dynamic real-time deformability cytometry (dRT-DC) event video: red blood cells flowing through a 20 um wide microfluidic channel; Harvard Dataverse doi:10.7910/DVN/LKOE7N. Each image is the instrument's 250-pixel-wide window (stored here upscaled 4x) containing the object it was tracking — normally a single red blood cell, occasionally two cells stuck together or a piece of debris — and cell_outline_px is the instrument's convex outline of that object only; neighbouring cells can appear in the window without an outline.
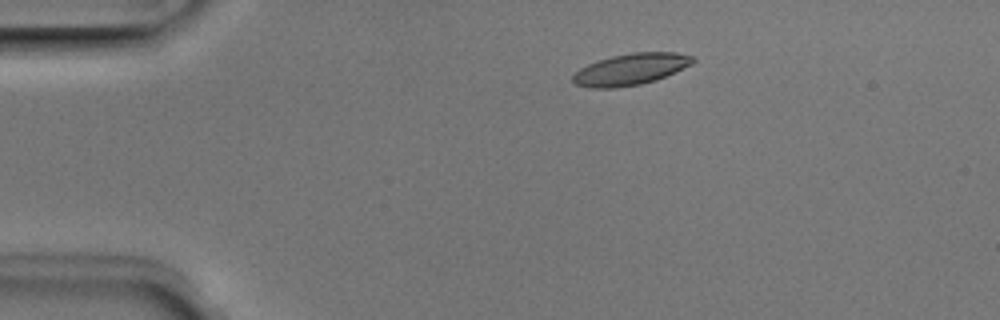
{"species": "Egyptian fruit bat (a non-hibernating species)", "species_latin": "Rousettus aegyptiacus", "temperature_condition": "room temperature", "stored_images_in_passage": 4, "camera_frame_rate_fps": 3000, "um_per_image_px": 0.085, "animal": {"sex": "male"}, "frame": {"image": 1, "passage_image": 2, "time_ms": 0.333, "image_size_px": [1000, 320], "cell_outline_px": [[696, 60], [692, 64], [656, 80], [640, 84], [616, 88], [592, 88], [576, 84], [572, 80], [572, 76], [580, 68], [588, 64], [612, 56], [632, 52], [676, 52], [692, 56]], "centroid_in_image_um": [53.61, 5.88], "position_along_channel_um": 31.4, "area_um2": 21.85}}
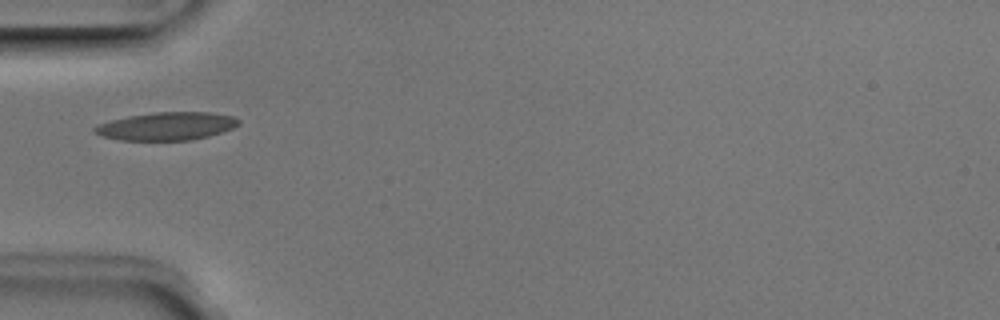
{"frame": {"image": 2, "passage_image": 4, "time_ms": 1.0, "image_size_px": [1000, 320], "cell_outline_px": [[240, 124], [232, 128], [208, 136], [192, 140], [120, 140], [104, 136], [96, 132], [92, 128], [96, 124], [128, 116], [156, 112], [208, 112], [236, 116], [240, 120]], "centroid_in_image_um": [14.19, 10.72], "position_along_channel_um": 70.8, "area_um2": 23.41}}